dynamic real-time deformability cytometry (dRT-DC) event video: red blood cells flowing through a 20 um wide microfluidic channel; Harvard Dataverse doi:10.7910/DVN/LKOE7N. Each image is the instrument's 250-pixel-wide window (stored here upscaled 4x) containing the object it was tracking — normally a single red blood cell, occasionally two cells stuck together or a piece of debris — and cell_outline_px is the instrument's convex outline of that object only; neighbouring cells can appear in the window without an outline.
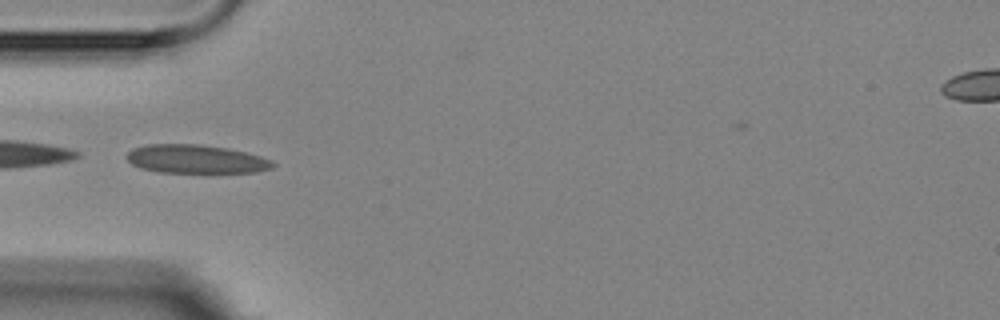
{"species": "Egyptian fruit bat (a non-hibernating species)", "species_latin": "Rousettus aegyptiacus", "temperature_condition": "room temperature", "stored_images_in_passage": 5, "camera_frame_rate_fps": 3000, "um_per_image_px": 0.085, "animal": {"sex": "female"}, "frame": {"image": 1, "passage_image": 1, "time_ms": 0.0, "image_size_px": [1000, 320], "cell_outline_px": [[276, 164], [272, 168], [256, 172], [160, 172], [140, 168], [132, 164], [124, 156], [132, 148], [148, 144], [200, 144], [228, 148], [260, 156], [272, 160]], "centroid_in_image_um": [16.63, 13.51], "position_along_channel_um": 68.4, "area_um2": 24.33}}
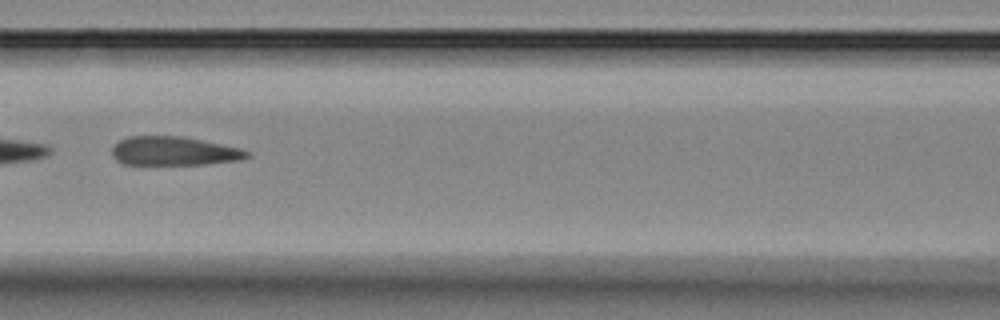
{"frame": {"image": 2, "passage_image": 3, "time_ms": 2.333, "image_size_px": [1000, 320], "cell_outline_px": [[252, 156], [240, 160], [204, 164], [124, 164], [116, 160], [112, 156], [112, 148], [120, 140], [128, 136], [180, 136], [240, 148], [252, 152]], "centroid_in_image_um": [14.8, 12.84], "position_along_channel_um": 151.8, "area_um2": 22.6}}
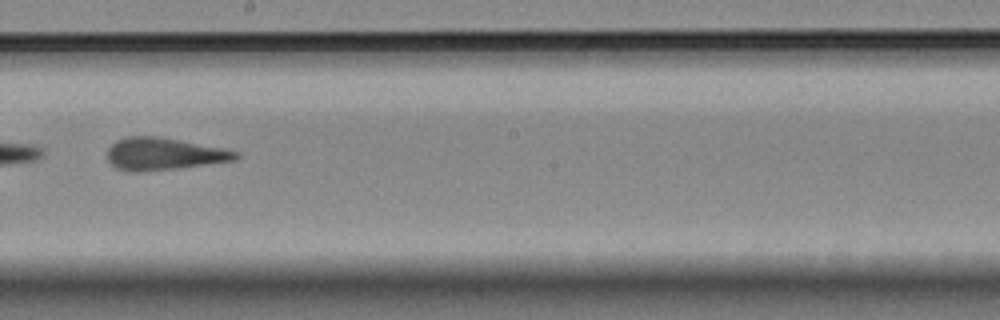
{"frame": {"image": 3, "passage_image": 5, "time_ms": 4.667, "image_size_px": [1000, 320], "cell_outline_px": [[240, 156], [236, 160], [176, 168], [140, 172], [128, 172], [116, 168], [108, 160], [108, 148], [116, 140], [128, 136], [160, 136], [224, 148], [240, 152]], "centroid_in_image_um": [13.93, 13.08], "position_along_channel_um": 234.3, "area_um2": 24.28}}